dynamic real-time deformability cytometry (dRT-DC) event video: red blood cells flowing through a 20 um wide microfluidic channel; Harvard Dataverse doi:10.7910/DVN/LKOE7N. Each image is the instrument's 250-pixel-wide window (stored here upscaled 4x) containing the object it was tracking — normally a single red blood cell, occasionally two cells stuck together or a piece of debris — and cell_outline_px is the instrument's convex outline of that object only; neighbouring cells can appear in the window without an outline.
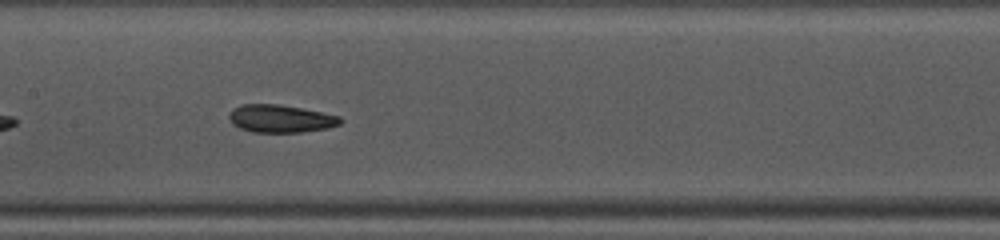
{"species": "common noctule bat (a hibernating species)", "species_latin": "Nyctalus noctula", "temperature_condition": "warm", "stored_images_in_passage": 38, "camera_frame_rate_fps": 3000, "um_per_image_px": 0.085, "animal": {"sex": "female", "body_mass_g": 10.0, "forearm_length_mm": 53.1}, "frame": {"image": 1, "passage_image": 12, "time_ms": 3.667, "image_size_px": [1000, 240], "cell_outline_px": [[344, 120], [340, 124], [328, 128], [300, 132], [252, 132], [240, 128], [232, 124], [228, 116], [232, 108], [240, 104], [280, 104], [340, 116]], "centroid_in_image_um": [23.83, 10.08], "position_along_channel_um": 183.6, "area_um2": 18.03}}
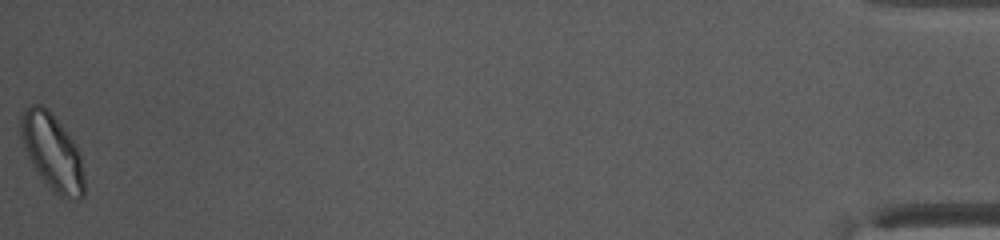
{"frame": {"image": 2, "passage_image": 38, "time_ms": 12.333, "image_size_px": [1000, 240], "cell_outline_px": [[84, 196], [80, 200], [68, 200], [60, 196], [36, 172], [24, 148], [20, 136], [20, 112], [24, 108], [32, 104], [40, 104], [48, 108], [68, 132], [76, 144], [80, 152], [84, 176]], "centroid_in_image_um": [4.45, 12.89], "position_along_channel_um": 430.8, "area_um2": 28.61}, "authors_computed_cell_mechanics": {"area_um2": 18.5538, "velocity_mm_per_s": 4.0856, "shape_relaxation_time_tau1_ms": 5.124, "shape_relaxation_time_tau2_ms": 2.443, "deformation_change_tau1": 0.1252, "deformation_change_tau2": 0.085}}